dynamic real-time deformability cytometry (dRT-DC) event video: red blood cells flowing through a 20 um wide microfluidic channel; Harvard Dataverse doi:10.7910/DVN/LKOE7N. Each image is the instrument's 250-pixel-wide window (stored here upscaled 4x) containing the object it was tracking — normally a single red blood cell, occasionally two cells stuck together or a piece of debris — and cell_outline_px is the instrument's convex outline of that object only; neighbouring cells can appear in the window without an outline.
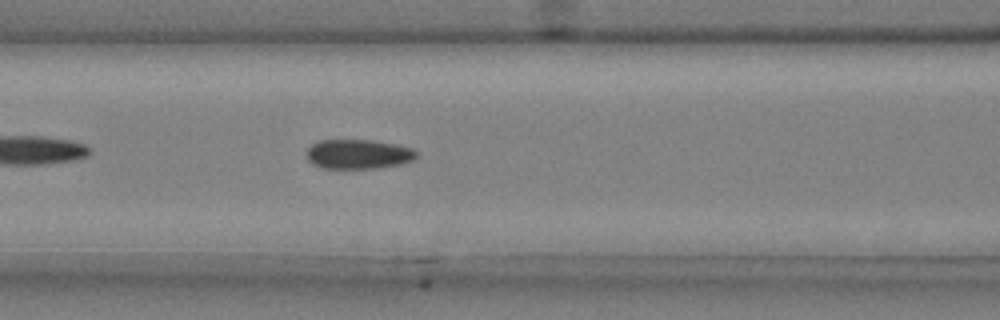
{"species": "common noctule bat (a hibernating species)", "species_latin": "Nyctalus noctula", "temperature_condition": "cold", "stored_images_in_passage": 39, "camera_frame_rate_fps": 3000, "um_per_image_px": 0.085, "animal": {"sex": "male", "body_mass_g": 20.4}, "frame": {"image": 1, "passage_image": 10, "time_ms": 3.0, "image_size_px": [1000, 320], "cell_outline_px": [[416, 156], [412, 160], [400, 164], [380, 168], [320, 168], [312, 164], [308, 160], [308, 148], [312, 144], [320, 140], [372, 140], [396, 144], [412, 148], [416, 152]], "centroid_in_image_um": [30.44, 13.1], "position_along_channel_um": 136.2, "area_um2": 18.84}}
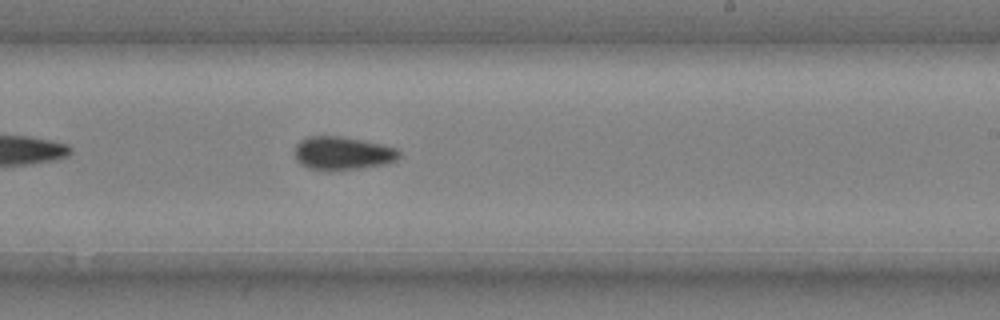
{"frame": {"image": 2, "passage_image": 20, "time_ms": 6.333, "image_size_px": [1000, 320], "cell_outline_px": [[400, 156], [396, 160], [388, 164], [360, 168], [328, 172], [308, 168], [300, 164], [296, 160], [296, 144], [300, 140], [308, 136], [340, 136], [364, 140], [384, 144], [396, 148], [400, 152]], "centroid_in_image_um": [29.13, 13.04], "position_along_channel_um": 259.9, "area_um2": 20.69}}
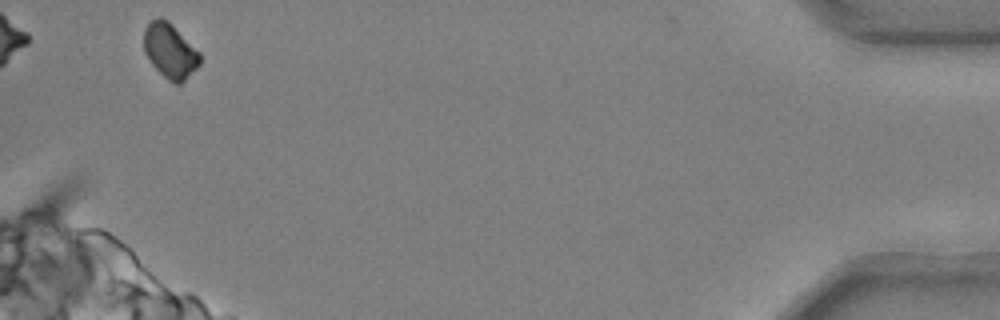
{"frame": {"image": 3, "passage_image": 38, "time_ms": 12.333, "image_size_px": [1000, 320], "cell_outline_px": [[200, 64], [180, 84], [176, 84], [168, 80], [152, 64], [144, 52], [144, 28], [152, 20], [160, 16], [168, 20], [200, 52]], "centroid_in_image_um": [14.45, 4.3], "position_along_channel_um": 420.8, "area_um2": 17.74}, "authors_computed_cell_mechanics": {"area_um2": 19.4208, "velocity_mm_per_s": 3.7229, "shape_relaxation_time_tau1_ms": 4.7169, "shape_relaxation_time_tau2_ms": null, "deformation_change_tau1": 0.0813, "deformation_change_tau2": null}}